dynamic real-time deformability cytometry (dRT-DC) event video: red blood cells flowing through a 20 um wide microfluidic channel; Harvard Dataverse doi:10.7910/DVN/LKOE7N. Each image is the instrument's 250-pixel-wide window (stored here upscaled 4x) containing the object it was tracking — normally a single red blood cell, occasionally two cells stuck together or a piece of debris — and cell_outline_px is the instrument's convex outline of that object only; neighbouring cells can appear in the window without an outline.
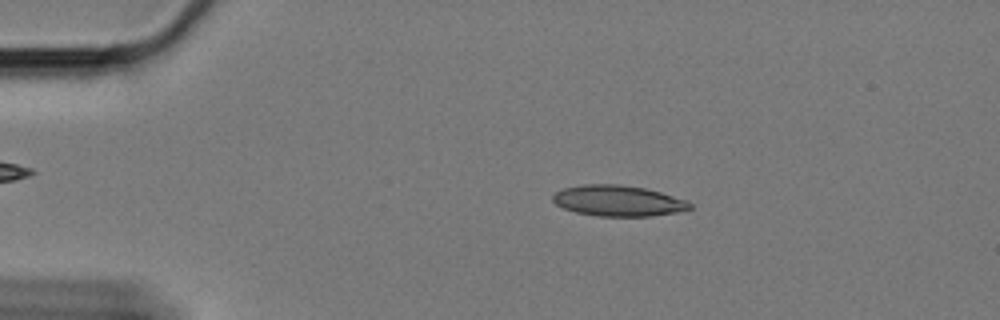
{"species": "Egyptian fruit bat (a non-hibernating species)", "species_latin": "Rousettus aegyptiacus", "temperature_condition": "cold", "stored_images_in_passage": 58, "camera_frame_rate_fps": 3000, "um_per_image_px": 0.085, "animal": {"sex": "female"}, "frame": {"image": 1, "passage_image": 10, "time_ms": 3.0, "image_size_px": [1000, 320], "cell_outline_px": [[692, 208], [676, 212], [652, 216], [600, 216], [576, 212], [564, 208], [556, 204], [552, 200], [552, 196], [556, 192], [564, 188], [584, 184], [620, 184], [644, 188], [660, 192], [688, 200], [692, 204]], "centroid_in_image_um": [52.56, 17.06], "position_along_channel_um": 32.4, "area_um2": 24.57}}
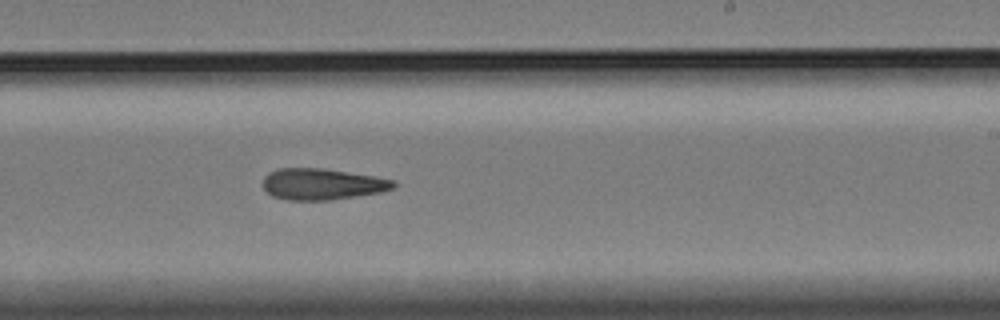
{"frame": {"image": 2, "passage_image": 35, "time_ms": 11.333, "image_size_px": [1000, 320], "cell_outline_px": [[396, 184], [392, 188], [380, 192], [356, 196], [328, 200], [288, 200], [272, 196], [264, 188], [264, 176], [268, 172], [280, 168], [324, 168], [372, 176], [392, 180]], "centroid_in_image_um": [27.33, 15.65], "position_along_channel_um": 261.7, "area_um2": 23.52}}
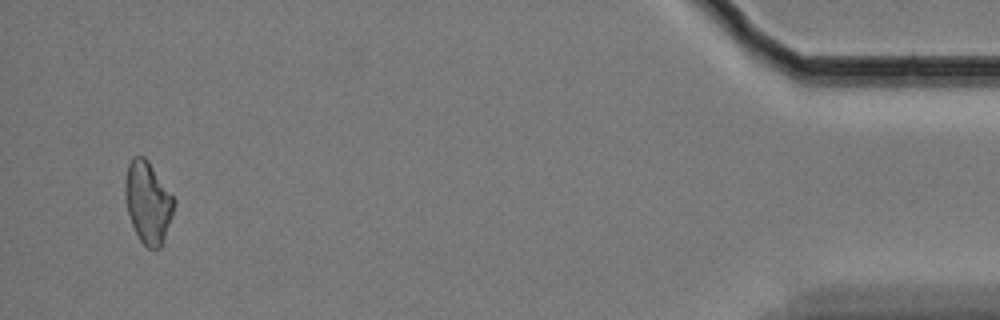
{"frame": {"image": 3, "passage_image": 56, "time_ms": 18.333, "image_size_px": [1000, 320], "cell_outline_px": [[176, 204], [172, 216], [160, 248], [148, 248], [140, 240], [132, 224], [128, 212], [124, 192], [124, 180], [128, 164], [132, 156], [144, 156], [148, 160], [176, 200]], "centroid_in_image_um": [12.57, 17.16], "position_along_channel_um": 422.6, "area_um2": 23.24}, "authors_computed_cell_mechanics": {"area_um2": 23.8714, "velocity_mm_per_s": 3.3486, "shape_relaxation_time_tau1_ms": 11.2001, "shape_relaxation_time_tau2_ms": null, "deformation_change_tau1": 0.1874, "deformation_change_tau2": null}}